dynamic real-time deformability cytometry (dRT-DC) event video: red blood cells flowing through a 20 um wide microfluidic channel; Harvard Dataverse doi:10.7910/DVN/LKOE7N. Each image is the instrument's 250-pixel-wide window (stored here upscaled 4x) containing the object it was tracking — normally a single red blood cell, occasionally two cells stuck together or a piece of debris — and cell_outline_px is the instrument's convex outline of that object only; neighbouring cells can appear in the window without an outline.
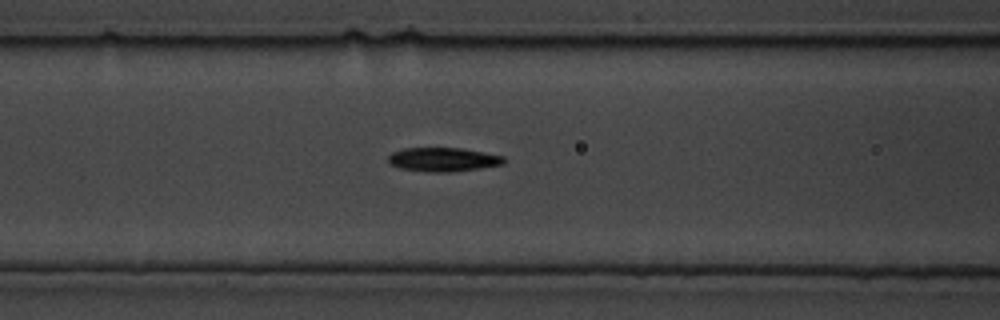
{"species": "common noctule bat (a hibernating species)", "species_latin": "Nyctalus noctula", "temperature_condition": "cold", "stored_images_in_passage": 11, "segment_of_instrument_passage": [2, 2], "camera_frame_rate_fps": 3000, "um_per_image_px": 0.085, "animal": {"sex": "male", "body_mass_g": 19.5, "forearm_length_mm": 54.6}, "frame": {"image": 1, "passage_image": 11, "time_ms": 3.333, "image_size_px": [1000, 320], "cell_outline_px": [[504, 164], [480, 168], [452, 172], [428, 172], [400, 168], [388, 164], [388, 156], [392, 152], [404, 148], [460, 148], [504, 156]], "centroid_in_image_um": [37.63, 13.56], "position_along_channel_um": 129.0, "area_um2": 16.13}}